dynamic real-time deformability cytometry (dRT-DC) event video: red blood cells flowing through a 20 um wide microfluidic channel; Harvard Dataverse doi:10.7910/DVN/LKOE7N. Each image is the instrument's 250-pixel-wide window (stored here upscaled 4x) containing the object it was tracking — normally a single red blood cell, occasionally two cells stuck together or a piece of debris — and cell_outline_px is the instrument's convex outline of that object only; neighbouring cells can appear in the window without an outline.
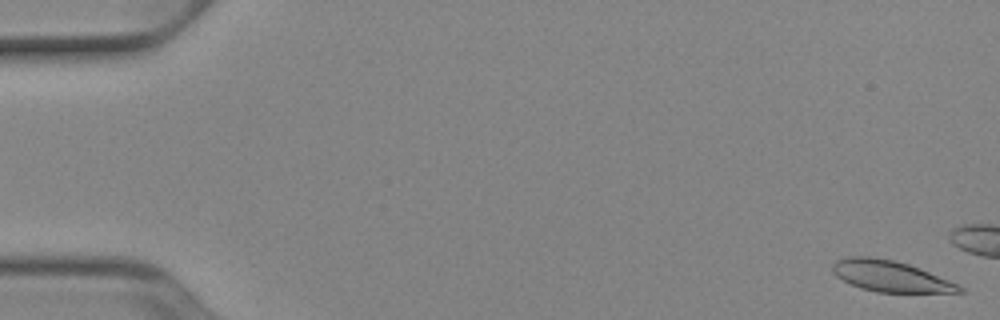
{"species": "Egyptian fruit bat (a non-hibernating species)", "species_latin": "Rousettus aegyptiacus", "temperature_condition": "cold", "stored_images_in_passage": 13, "camera_frame_rate_fps": 3000, "um_per_image_px": 0.085, "animal": {"sex": "female"}, "frame": {"image": 1, "passage_image": 1, "time_ms": 0.0, "image_size_px": [1000, 320], "cell_outline_px": [[964, 292], [876, 292], [860, 288], [836, 276], [832, 272], [832, 264], [836, 260], [848, 256], [872, 256], [896, 260], [908, 264], [948, 280], [964, 288]], "centroid_in_image_um": [75.62, 23.46], "position_along_channel_um": 9.4, "area_um2": 22.77}}